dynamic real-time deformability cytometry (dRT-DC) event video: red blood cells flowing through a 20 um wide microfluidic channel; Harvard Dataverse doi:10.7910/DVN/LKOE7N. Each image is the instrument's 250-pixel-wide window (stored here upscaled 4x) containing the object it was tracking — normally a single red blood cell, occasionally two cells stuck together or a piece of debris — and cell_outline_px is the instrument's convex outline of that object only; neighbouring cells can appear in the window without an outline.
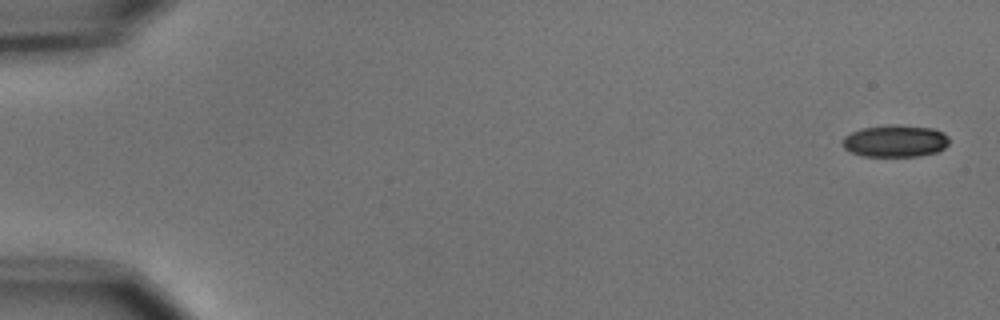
{"species": "common noctule bat (a hibernating species)", "species_latin": "Nyctalus noctula", "temperature_condition": "cold", "stored_images_in_passage": 8, "camera_frame_rate_fps": 3000, "um_per_image_px": 0.085, "animal": {"sex": "male", "body_mass_g": 15.6}, "frame": {"image": 1, "passage_image": 1, "time_ms": 0.0, "image_size_px": [1000, 320], "cell_outline_px": [[948, 144], [944, 148], [936, 152], [920, 156], [864, 156], [852, 152], [844, 148], [844, 136], [852, 132], [864, 128], [896, 124], [932, 128], [944, 132], [948, 136]], "centroid_in_image_um": [76.14, 11.98], "position_along_channel_um": 8.9, "area_um2": 19.77}}
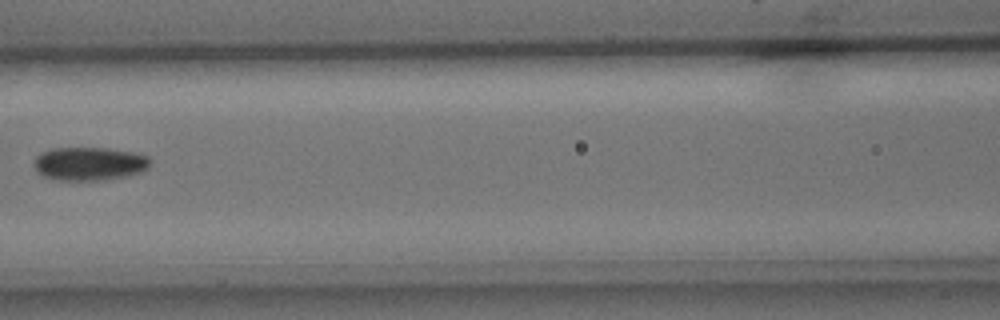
{"frame": {"image": 2, "passage_image": 7, "time_ms": 8.0, "image_size_px": [1000, 320], "cell_outline_px": [[152, 160], [148, 168], [140, 172], [128, 176], [104, 180], [52, 180], [36, 172], [32, 164], [32, 160], [40, 152], [52, 148], [108, 148], [136, 152], [148, 156]], "centroid_in_image_um": [7.57, 13.91], "position_along_channel_um": 159.0, "area_um2": 23.18}}
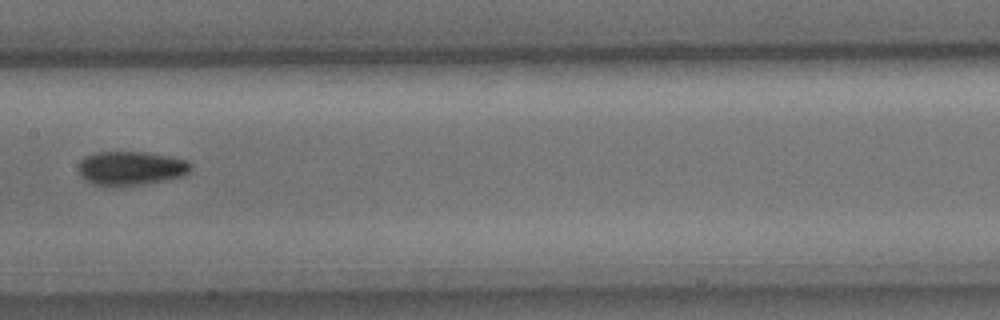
{"frame": {"image": 3, "passage_image": 8, "time_ms": 9.0, "image_size_px": [1000, 320], "cell_outline_px": [[192, 168], [184, 176], [164, 180], [140, 184], [92, 184], [84, 180], [80, 176], [76, 168], [80, 160], [84, 156], [92, 152], [148, 152], [172, 156], [188, 160], [192, 164]], "centroid_in_image_um": [11.12, 14.26], "position_along_channel_um": 196.3, "area_um2": 22.31}}